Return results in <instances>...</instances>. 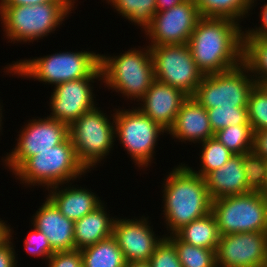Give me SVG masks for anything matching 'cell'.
<instances>
[{
    "mask_svg": "<svg viewBox=\"0 0 267 267\" xmlns=\"http://www.w3.org/2000/svg\"><path fill=\"white\" fill-rule=\"evenodd\" d=\"M187 45L203 75L243 63L244 31L239 22L229 18L201 17Z\"/></svg>",
    "mask_w": 267,
    "mask_h": 267,
    "instance_id": "6da1fadb",
    "label": "cell"
},
{
    "mask_svg": "<svg viewBox=\"0 0 267 267\" xmlns=\"http://www.w3.org/2000/svg\"><path fill=\"white\" fill-rule=\"evenodd\" d=\"M164 180L163 214L170 235L211 212L212 200L205 178L194 173L187 165L181 163Z\"/></svg>",
    "mask_w": 267,
    "mask_h": 267,
    "instance_id": "7a4b0ae2",
    "label": "cell"
},
{
    "mask_svg": "<svg viewBox=\"0 0 267 267\" xmlns=\"http://www.w3.org/2000/svg\"><path fill=\"white\" fill-rule=\"evenodd\" d=\"M74 1H52L35 5H0L6 38L32 42L55 31L70 12ZM61 23V24H60Z\"/></svg>",
    "mask_w": 267,
    "mask_h": 267,
    "instance_id": "3957f363",
    "label": "cell"
},
{
    "mask_svg": "<svg viewBox=\"0 0 267 267\" xmlns=\"http://www.w3.org/2000/svg\"><path fill=\"white\" fill-rule=\"evenodd\" d=\"M142 50V51H141ZM133 48L118 56L100 55L102 82L108 89L140 101L155 81L150 47L143 51Z\"/></svg>",
    "mask_w": 267,
    "mask_h": 267,
    "instance_id": "277c9868",
    "label": "cell"
},
{
    "mask_svg": "<svg viewBox=\"0 0 267 267\" xmlns=\"http://www.w3.org/2000/svg\"><path fill=\"white\" fill-rule=\"evenodd\" d=\"M86 172L88 171L78 161L73 143L68 137L63 143L28 157L13 174L22 183L46 186L49 191L50 187L69 184Z\"/></svg>",
    "mask_w": 267,
    "mask_h": 267,
    "instance_id": "5b68a950",
    "label": "cell"
},
{
    "mask_svg": "<svg viewBox=\"0 0 267 267\" xmlns=\"http://www.w3.org/2000/svg\"><path fill=\"white\" fill-rule=\"evenodd\" d=\"M100 55L93 51L59 52L37 59L20 60L7 67L8 73L57 85L89 77L100 66Z\"/></svg>",
    "mask_w": 267,
    "mask_h": 267,
    "instance_id": "8992f818",
    "label": "cell"
},
{
    "mask_svg": "<svg viewBox=\"0 0 267 267\" xmlns=\"http://www.w3.org/2000/svg\"><path fill=\"white\" fill-rule=\"evenodd\" d=\"M213 213L221 236L244 232H267V198L250 191L212 200Z\"/></svg>",
    "mask_w": 267,
    "mask_h": 267,
    "instance_id": "52a82bcc",
    "label": "cell"
},
{
    "mask_svg": "<svg viewBox=\"0 0 267 267\" xmlns=\"http://www.w3.org/2000/svg\"><path fill=\"white\" fill-rule=\"evenodd\" d=\"M97 106L83 113L69 125L71 139L78 161L87 171L100 163L113 150L115 139L114 113L113 121L108 119ZM112 123V124H111Z\"/></svg>",
    "mask_w": 267,
    "mask_h": 267,
    "instance_id": "ba28073f",
    "label": "cell"
},
{
    "mask_svg": "<svg viewBox=\"0 0 267 267\" xmlns=\"http://www.w3.org/2000/svg\"><path fill=\"white\" fill-rule=\"evenodd\" d=\"M249 72L241 63L228 71L204 75L193 98L206 110L220 106L247 107L251 90L257 83Z\"/></svg>",
    "mask_w": 267,
    "mask_h": 267,
    "instance_id": "9c48e42d",
    "label": "cell"
},
{
    "mask_svg": "<svg viewBox=\"0 0 267 267\" xmlns=\"http://www.w3.org/2000/svg\"><path fill=\"white\" fill-rule=\"evenodd\" d=\"M115 110V137H118L138 167H147L155 153L157 138L167 131L139 108Z\"/></svg>",
    "mask_w": 267,
    "mask_h": 267,
    "instance_id": "30bf717a",
    "label": "cell"
},
{
    "mask_svg": "<svg viewBox=\"0 0 267 267\" xmlns=\"http://www.w3.org/2000/svg\"><path fill=\"white\" fill-rule=\"evenodd\" d=\"M155 80L193 96L203 73L198 69L187 44L149 46Z\"/></svg>",
    "mask_w": 267,
    "mask_h": 267,
    "instance_id": "8fae6325",
    "label": "cell"
},
{
    "mask_svg": "<svg viewBox=\"0 0 267 267\" xmlns=\"http://www.w3.org/2000/svg\"><path fill=\"white\" fill-rule=\"evenodd\" d=\"M18 135L16 148L7 153L5 165L12 173L28 158L63 143L69 137V125L50 117L29 120Z\"/></svg>",
    "mask_w": 267,
    "mask_h": 267,
    "instance_id": "7c38bea8",
    "label": "cell"
},
{
    "mask_svg": "<svg viewBox=\"0 0 267 267\" xmlns=\"http://www.w3.org/2000/svg\"><path fill=\"white\" fill-rule=\"evenodd\" d=\"M201 18L194 0H185L170 9L157 11L144 30L151 45L187 44Z\"/></svg>",
    "mask_w": 267,
    "mask_h": 267,
    "instance_id": "4fadbf2b",
    "label": "cell"
},
{
    "mask_svg": "<svg viewBox=\"0 0 267 267\" xmlns=\"http://www.w3.org/2000/svg\"><path fill=\"white\" fill-rule=\"evenodd\" d=\"M216 267H264L267 264V232L220 236Z\"/></svg>",
    "mask_w": 267,
    "mask_h": 267,
    "instance_id": "5bb4252c",
    "label": "cell"
},
{
    "mask_svg": "<svg viewBox=\"0 0 267 267\" xmlns=\"http://www.w3.org/2000/svg\"><path fill=\"white\" fill-rule=\"evenodd\" d=\"M102 80L99 66L89 77L63 82L54 86L50 99V118L70 125L83 113L95 108L93 87L94 79Z\"/></svg>",
    "mask_w": 267,
    "mask_h": 267,
    "instance_id": "9a60e30c",
    "label": "cell"
},
{
    "mask_svg": "<svg viewBox=\"0 0 267 267\" xmlns=\"http://www.w3.org/2000/svg\"><path fill=\"white\" fill-rule=\"evenodd\" d=\"M144 218V219H143ZM141 219L115 218L112 237L128 262L149 261L157 245L163 240L154 234L148 217Z\"/></svg>",
    "mask_w": 267,
    "mask_h": 267,
    "instance_id": "2e32d148",
    "label": "cell"
},
{
    "mask_svg": "<svg viewBox=\"0 0 267 267\" xmlns=\"http://www.w3.org/2000/svg\"><path fill=\"white\" fill-rule=\"evenodd\" d=\"M188 96L180 89L155 80L138 107L146 116L168 131ZM143 105V106H142Z\"/></svg>",
    "mask_w": 267,
    "mask_h": 267,
    "instance_id": "e0dca14e",
    "label": "cell"
},
{
    "mask_svg": "<svg viewBox=\"0 0 267 267\" xmlns=\"http://www.w3.org/2000/svg\"><path fill=\"white\" fill-rule=\"evenodd\" d=\"M42 204L32 217L33 227L47 236L54 252L75 250L74 221L66 218L48 197Z\"/></svg>",
    "mask_w": 267,
    "mask_h": 267,
    "instance_id": "ac0fdd59",
    "label": "cell"
},
{
    "mask_svg": "<svg viewBox=\"0 0 267 267\" xmlns=\"http://www.w3.org/2000/svg\"><path fill=\"white\" fill-rule=\"evenodd\" d=\"M167 133L172 135V138L181 140V142L189 141L193 143L206 141L215 134L210 125L207 110L193 96H188L183 102L174 124Z\"/></svg>",
    "mask_w": 267,
    "mask_h": 267,
    "instance_id": "d6986e66",
    "label": "cell"
},
{
    "mask_svg": "<svg viewBox=\"0 0 267 267\" xmlns=\"http://www.w3.org/2000/svg\"><path fill=\"white\" fill-rule=\"evenodd\" d=\"M205 181L211 200L250 192L243 169V154L233 155L221 168L210 172Z\"/></svg>",
    "mask_w": 267,
    "mask_h": 267,
    "instance_id": "ffe728a7",
    "label": "cell"
},
{
    "mask_svg": "<svg viewBox=\"0 0 267 267\" xmlns=\"http://www.w3.org/2000/svg\"><path fill=\"white\" fill-rule=\"evenodd\" d=\"M71 183L70 187L68 185L63 190L59 188V185L50 187L48 198L66 218L75 222L91 213L102 201L95 193L91 192V189L73 186L71 188Z\"/></svg>",
    "mask_w": 267,
    "mask_h": 267,
    "instance_id": "44dd1931",
    "label": "cell"
},
{
    "mask_svg": "<svg viewBox=\"0 0 267 267\" xmlns=\"http://www.w3.org/2000/svg\"><path fill=\"white\" fill-rule=\"evenodd\" d=\"M103 204L74 222L75 249L81 250L112 237L115 218L107 215Z\"/></svg>",
    "mask_w": 267,
    "mask_h": 267,
    "instance_id": "7402d4cb",
    "label": "cell"
},
{
    "mask_svg": "<svg viewBox=\"0 0 267 267\" xmlns=\"http://www.w3.org/2000/svg\"><path fill=\"white\" fill-rule=\"evenodd\" d=\"M175 235L187 244L212 250H216L221 236L212 212L183 226Z\"/></svg>",
    "mask_w": 267,
    "mask_h": 267,
    "instance_id": "603a6c76",
    "label": "cell"
},
{
    "mask_svg": "<svg viewBox=\"0 0 267 267\" xmlns=\"http://www.w3.org/2000/svg\"><path fill=\"white\" fill-rule=\"evenodd\" d=\"M83 267H125L127 261L113 237L80 250Z\"/></svg>",
    "mask_w": 267,
    "mask_h": 267,
    "instance_id": "cb8c5ba5",
    "label": "cell"
},
{
    "mask_svg": "<svg viewBox=\"0 0 267 267\" xmlns=\"http://www.w3.org/2000/svg\"><path fill=\"white\" fill-rule=\"evenodd\" d=\"M201 17L229 18L236 22L246 16L256 0H194ZM242 17V18H241Z\"/></svg>",
    "mask_w": 267,
    "mask_h": 267,
    "instance_id": "d4e9b609",
    "label": "cell"
},
{
    "mask_svg": "<svg viewBox=\"0 0 267 267\" xmlns=\"http://www.w3.org/2000/svg\"><path fill=\"white\" fill-rule=\"evenodd\" d=\"M243 63L258 84L267 86V37H244Z\"/></svg>",
    "mask_w": 267,
    "mask_h": 267,
    "instance_id": "484cf974",
    "label": "cell"
},
{
    "mask_svg": "<svg viewBox=\"0 0 267 267\" xmlns=\"http://www.w3.org/2000/svg\"><path fill=\"white\" fill-rule=\"evenodd\" d=\"M122 17L145 30L157 12L156 0H107Z\"/></svg>",
    "mask_w": 267,
    "mask_h": 267,
    "instance_id": "4316f807",
    "label": "cell"
},
{
    "mask_svg": "<svg viewBox=\"0 0 267 267\" xmlns=\"http://www.w3.org/2000/svg\"><path fill=\"white\" fill-rule=\"evenodd\" d=\"M214 137L234 155L246 154L253 149V131L250 124L229 125L217 131Z\"/></svg>",
    "mask_w": 267,
    "mask_h": 267,
    "instance_id": "83f0119b",
    "label": "cell"
},
{
    "mask_svg": "<svg viewBox=\"0 0 267 267\" xmlns=\"http://www.w3.org/2000/svg\"><path fill=\"white\" fill-rule=\"evenodd\" d=\"M166 237L174 244L182 267H216V250L187 244L175 234Z\"/></svg>",
    "mask_w": 267,
    "mask_h": 267,
    "instance_id": "f1b7e54d",
    "label": "cell"
},
{
    "mask_svg": "<svg viewBox=\"0 0 267 267\" xmlns=\"http://www.w3.org/2000/svg\"><path fill=\"white\" fill-rule=\"evenodd\" d=\"M203 148L201 150V168L195 171L189 167L194 173L205 178L210 172L221 168L234 155L214 136L206 141L201 142Z\"/></svg>",
    "mask_w": 267,
    "mask_h": 267,
    "instance_id": "f546056e",
    "label": "cell"
},
{
    "mask_svg": "<svg viewBox=\"0 0 267 267\" xmlns=\"http://www.w3.org/2000/svg\"><path fill=\"white\" fill-rule=\"evenodd\" d=\"M247 109L252 131L267 130V86L255 84L248 98Z\"/></svg>",
    "mask_w": 267,
    "mask_h": 267,
    "instance_id": "4dcf8cb0",
    "label": "cell"
},
{
    "mask_svg": "<svg viewBox=\"0 0 267 267\" xmlns=\"http://www.w3.org/2000/svg\"><path fill=\"white\" fill-rule=\"evenodd\" d=\"M213 132L240 124H249L247 107H214L207 110Z\"/></svg>",
    "mask_w": 267,
    "mask_h": 267,
    "instance_id": "1f68e13d",
    "label": "cell"
},
{
    "mask_svg": "<svg viewBox=\"0 0 267 267\" xmlns=\"http://www.w3.org/2000/svg\"><path fill=\"white\" fill-rule=\"evenodd\" d=\"M243 169L248 189L260 192L265 184L267 160L253 150L249 151L243 154Z\"/></svg>",
    "mask_w": 267,
    "mask_h": 267,
    "instance_id": "d6a6232c",
    "label": "cell"
},
{
    "mask_svg": "<svg viewBox=\"0 0 267 267\" xmlns=\"http://www.w3.org/2000/svg\"><path fill=\"white\" fill-rule=\"evenodd\" d=\"M152 267H182L174 244L164 236L149 259Z\"/></svg>",
    "mask_w": 267,
    "mask_h": 267,
    "instance_id": "836d02e7",
    "label": "cell"
},
{
    "mask_svg": "<svg viewBox=\"0 0 267 267\" xmlns=\"http://www.w3.org/2000/svg\"><path fill=\"white\" fill-rule=\"evenodd\" d=\"M25 250L33 255L42 257V259H49L50 256L54 253L47 236L42 233L40 230L34 227V230L31 231L27 238L24 240Z\"/></svg>",
    "mask_w": 267,
    "mask_h": 267,
    "instance_id": "e575fe53",
    "label": "cell"
},
{
    "mask_svg": "<svg viewBox=\"0 0 267 267\" xmlns=\"http://www.w3.org/2000/svg\"><path fill=\"white\" fill-rule=\"evenodd\" d=\"M48 267H83L80 250L54 252L48 259Z\"/></svg>",
    "mask_w": 267,
    "mask_h": 267,
    "instance_id": "d590c367",
    "label": "cell"
},
{
    "mask_svg": "<svg viewBox=\"0 0 267 267\" xmlns=\"http://www.w3.org/2000/svg\"><path fill=\"white\" fill-rule=\"evenodd\" d=\"M12 229H9V237L0 244V267H17L16 253L11 242Z\"/></svg>",
    "mask_w": 267,
    "mask_h": 267,
    "instance_id": "8d00e7d4",
    "label": "cell"
},
{
    "mask_svg": "<svg viewBox=\"0 0 267 267\" xmlns=\"http://www.w3.org/2000/svg\"><path fill=\"white\" fill-rule=\"evenodd\" d=\"M252 150L267 160V130L253 132Z\"/></svg>",
    "mask_w": 267,
    "mask_h": 267,
    "instance_id": "74e56055",
    "label": "cell"
},
{
    "mask_svg": "<svg viewBox=\"0 0 267 267\" xmlns=\"http://www.w3.org/2000/svg\"><path fill=\"white\" fill-rule=\"evenodd\" d=\"M261 25L255 29L246 30L244 37H267V4H265L261 11Z\"/></svg>",
    "mask_w": 267,
    "mask_h": 267,
    "instance_id": "f35d334b",
    "label": "cell"
},
{
    "mask_svg": "<svg viewBox=\"0 0 267 267\" xmlns=\"http://www.w3.org/2000/svg\"><path fill=\"white\" fill-rule=\"evenodd\" d=\"M0 5H35L52 1H74V0H0Z\"/></svg>",
    "mask_w": 267,
    "mask_h": 267,
    "instance_id": "ab89813d",
    "label": "cell"
},
{
    "mask_svg": "<svg viewBox=\"0 0 267 267\" xmlns=\"http://www.w3.org/2000/svg\"><path fill=\"white\" fill-rule=\"evenodd\" d=\"M185 0H156L157 11L170 9L171 7L183 2Z\"/></svg>",
    "mask_w": 267,
    "mask_h": 267,
    "instance_id": "60d3db41",
    "label": "cell"
},
{
    "mask_svg": "<svg viewBox=\"0 0 267 267\" xmlns=\"http://www.w3.org/2000/svg\"><path fill=\"white\" fill-rule=\"evenodd\" d=\"M1 220V219H0ZM9 225L3 222V220L0 221V244H2L8 237H9Z\"/></svg>",
    "mask_w": 267,
    "mask_h": 267,
    "instance_id": "b9f144b4",
    "label": "cell"
},
{
    "mask_svg": "<svg viewBox=\"0 0 267 267\" xmlns=\"http://www.w3.org/2000/svg\"><path fill=\"white\" fill-rule=\"evenodd\" d=\"M125 267H152L149 261L128 262Z\"/></svg>",
    "mask_w": 267,
    "mask_h": 267,
    "instance_id": "7bdbcfd3",
    "label": "cell"
},
{
    "mask_svg": "<svg viewBox=\"0 0 267 267\" xmlns=\"http://www.w3.org/2000/svg\"><path fill=\"white\" fill-rule=\"evenodd\" d=\"M260 193L267 198V173H266L265 184H264L262 190L260 191Z\"/></svg>",
    "mask_w": 267,
    "mask_h": 267,
    "instance_id": "ee69618b",
    "label": "cell"
},
{
    "mask_svg": "<svg viewBox=\"0 0 267 267\" xmlns=\"http://www.w3.org/2000/svg\"><path fill=\"white\" fill-rule=\"evenodd\" d=\"M1 117H2V114H0V130H1V127H2L1 124L3 123Z\"/></svg>",
    "mask_w": 267,
    "mask_h": 267,
    "instance_id": "f6af8a7d",
    "label": "cell"
}]
</instances>
